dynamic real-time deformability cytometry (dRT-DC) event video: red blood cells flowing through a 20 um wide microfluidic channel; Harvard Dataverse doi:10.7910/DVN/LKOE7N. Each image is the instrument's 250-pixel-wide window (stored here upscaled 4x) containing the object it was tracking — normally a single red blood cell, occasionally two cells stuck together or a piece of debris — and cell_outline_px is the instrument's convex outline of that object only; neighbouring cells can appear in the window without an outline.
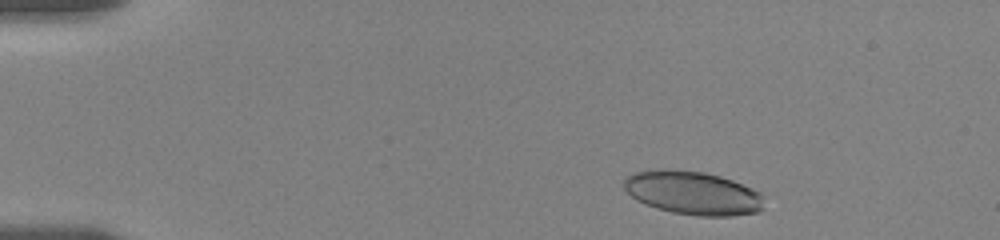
{"species": "human", "species_latin": "Homo sapiens", "temperature_condition": "room temperature", "stored_images_in_passage": 21, "camera_frame_rate_fps": 3000, "um_per_image_px": 0.085, "donor": {"sex": "female"}, "frame": {"image": 1, "passage_image": 3, "time_ms": 0.667, "image_size_px": [1000, 240], "cell_outline_px": [[764, 208], [756, 212], [732, 216], [696, 216], [672, 212], [656, 208], [636, 200], [624, 188], [624, 176], [632, 172], [652, 168], [672, 168], [704, 172], [720, 176], [732, 180], [752, 188], [760, 192], [764, 196]], "centroid_in_image_um": [58.87, 16.38], "position_along_channel_um": 26.1, "area_um2": 36.18}}
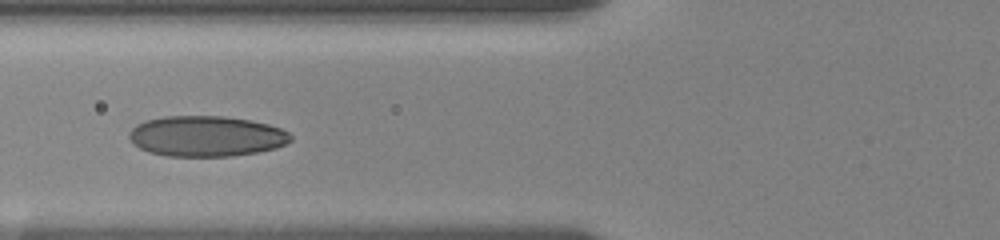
{"frame": {"image": 2, "passage_image": 14, "time_ms": 5.333, "image_size_px": [1000, 240], "cell_outline_px": [[292, 140], [276, 148], [260, 152], [232, 156], [168, 156], [148, 152], [132, 144], [128, 136], [128, 132], [136, 124], [144, 120], [164, 116], [224, 116], [252, 120], [268, 124], [280, 128], [288, 132], [292, 136]], "centroid_in_image_um": [17.51, 11.57], "position_along_channel_um": 108.3, "area_um2": 38.61}}
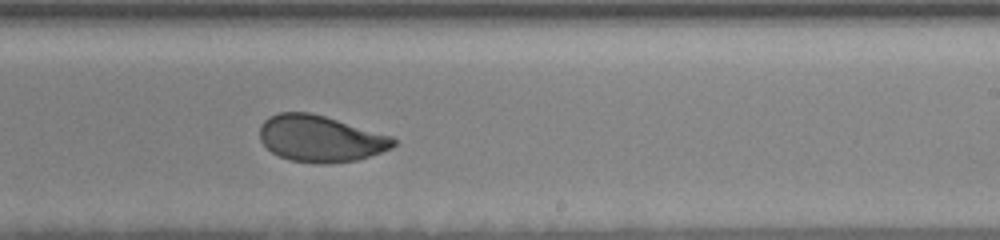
{"frame": {"image": 3, "passage_image": 21, "time_ms": 9.667, "image_size_px": [1000, 240], "cell_outline_px": [[396, 144], [392, 148], [356, 160], [328, 164], [316, 164], [292, 160], [280, 156], [272, 152], [260, 140], [260, 124], [268, 116], [280, 112], [308, 112], [324, 116], [392, 136], [396, 140]], "centroid_in_image_um": [27.22, 11.78], "position_along_channel_um": 261.8, "area_um2": 36.07}}